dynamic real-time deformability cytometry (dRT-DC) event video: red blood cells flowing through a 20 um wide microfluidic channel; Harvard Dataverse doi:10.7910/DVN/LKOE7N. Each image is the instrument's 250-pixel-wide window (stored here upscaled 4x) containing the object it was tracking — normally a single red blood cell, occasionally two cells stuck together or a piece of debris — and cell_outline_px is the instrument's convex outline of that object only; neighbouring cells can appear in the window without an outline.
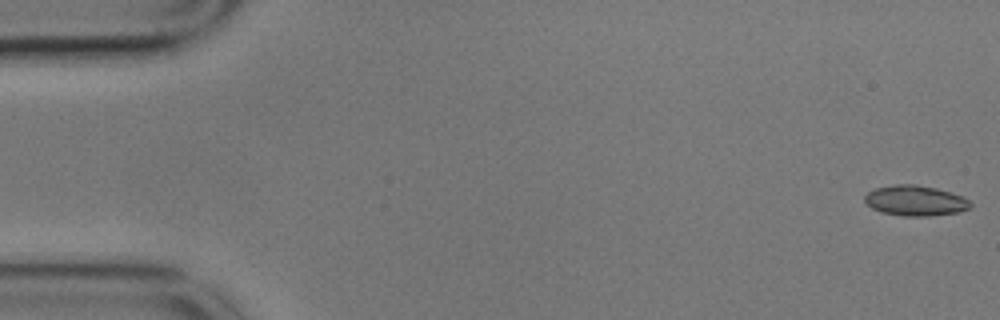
{"species": "common noctule bat (a hibernating species)", "species_latin": "Nyctalus noctula", "temperature_condition": "cold", "stored_images_in_passage": 56, "camera_frame_rate_fps": 3000, "um_per_image_px": 0.085, "animal": {"sex": "male", "body_mass_g": 17.9}, "frame": {"image": 1, "passage_image": 1, "time_ms": 0.0, "image_size_px": [1000, 320], "cell_outline_px": [[972, 204], [968, 208], [956, 212], [928, 216], [904, 216], [880, 212], [872, 208], [864, 200], [864, 196], [868, 192], [876, 188], [896, 184], [912, 184], [936, 188], [952, 192], [964, 196]], "centroid_in_image_um": [77.79, 17.05], "position_along_channel_um": 7.2, "area_um2": 18.61}}
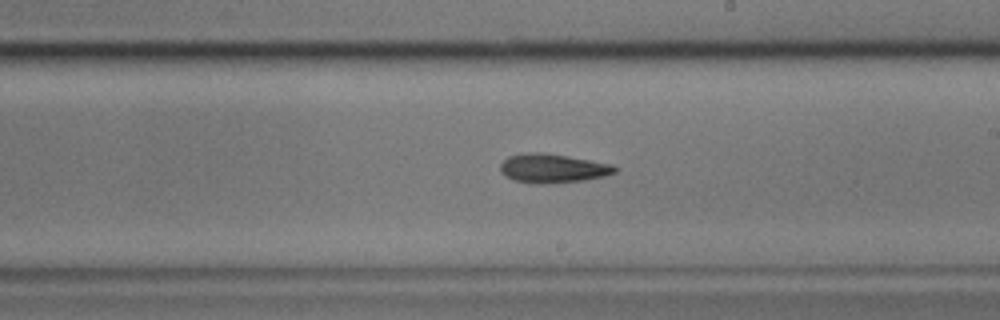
{"frame": {"image": 2, "passage_image": 32, "time_ms": 10.333, "image_size_px": [1000, 320], "cell_outline_px": [[620, 168], [616, 172], [604, 176], [584, 180], [544, 184], [532, 184], [512, 180], [504, 176], [500, 172], [500, 164], [508, 156], [528, 152], [540, 152], [612, 164]], "centroid_in_image_um": [46.94, 14.32], "position_along_channel_um": 242.1, "area_um2": 19.42}}
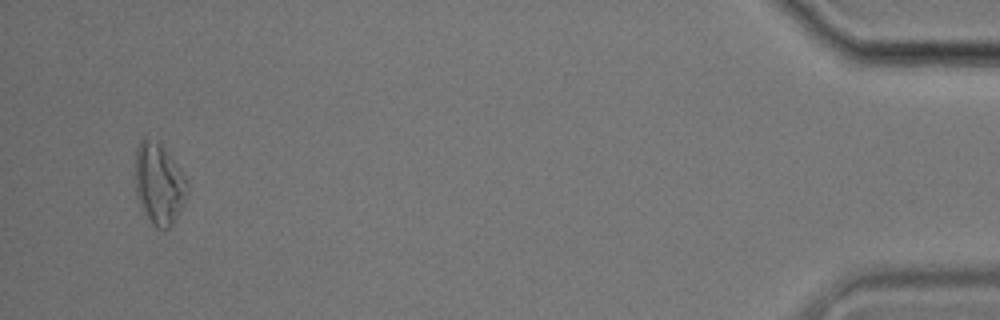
{"frame": {"image": 3, "passage_image": 54, "time_ms": 17.667, "image_size_px": [1000, 320], "cell_outline_px": [[188, 192], [184, 204], [172, 224], [168, 228], [156, 228], [152, 224], [140, 204], [136, 196], [136, 148], [140, 140], [144, 136], [160, 144], [168, 152], [188, 180]], "centroid_in_image_um": [13.53, 15.61], "position_along_channel_um": 421.7, "area_um2": 24.57}, "authors_computed_cell_mechanics": {"area_um2": 19.074, "velocity_mm_per_s": 3.5428, "shape_relaxation_time_tau1_ms": 4.9613, "shape_relaxation_time_tau2_ms": null, "deformation_change_tau1": 0.1379, "deformation_change_tau2": null}}